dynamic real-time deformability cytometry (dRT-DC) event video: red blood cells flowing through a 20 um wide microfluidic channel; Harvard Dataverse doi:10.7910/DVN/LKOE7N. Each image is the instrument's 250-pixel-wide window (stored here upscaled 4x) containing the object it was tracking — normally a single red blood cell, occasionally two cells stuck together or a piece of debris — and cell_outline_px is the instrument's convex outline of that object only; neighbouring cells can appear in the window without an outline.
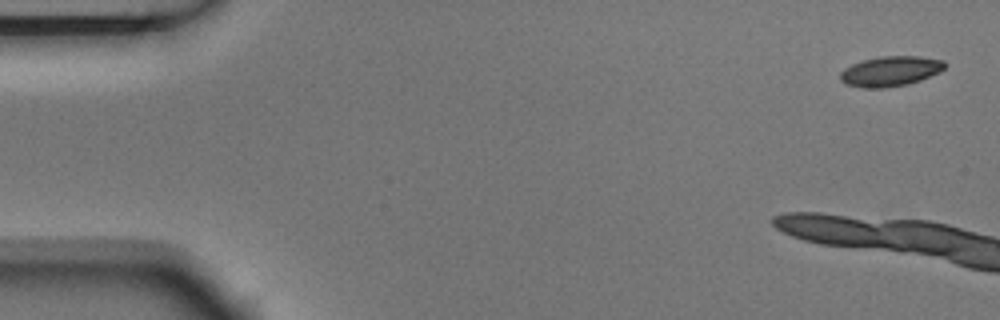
{"species": "Egyptian fruit bat (a non-hibernating species)", "species_latin": "Rousettus aegyptiacus", "temperature_condition": "room temperature", "stored_images_in_passage": 7, "camera_frame_rate_fps": 3000, "um_per_image_px": 0.085, "animal": {"sex": "male"}, "frame": {"image": 1, "passage_image": 1, "time_ms": 0.0, "image_size_px": [1000, 320], "cell_outline_px": [[948, 64], [940, 72], [920, 80], [908, 84], [884, 88], [860, 88], [844, 84], [840, 80], [840, 72], [844, 68], [852, 64], [864, 60], [880, 56], [920, 56], [944, 60]], "centroid_in_image_um": [75.68, 6.06], "position_along_channel_um": 9.3, "area_um2": 18.55}}